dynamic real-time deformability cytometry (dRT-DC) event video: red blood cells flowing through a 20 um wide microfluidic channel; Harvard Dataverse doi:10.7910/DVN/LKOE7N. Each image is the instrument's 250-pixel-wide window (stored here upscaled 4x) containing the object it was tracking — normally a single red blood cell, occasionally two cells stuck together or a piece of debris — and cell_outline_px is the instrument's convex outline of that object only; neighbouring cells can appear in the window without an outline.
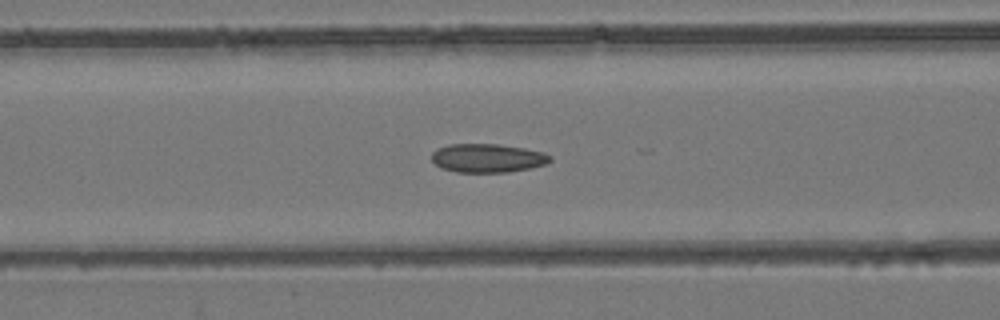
{"species": "common noctule bat (a hibernating species)", "species_latin": "Nyctalus noctula", "temperature_condition": "room temperature", "stored_images_in_passage": 54, "camera_frame_rate_fps": 3000, "um_per_image_px": 0.085, "animal": {"sex": "female", "body_mass_g": 24.6, "forearm_length_mm": 56.2}, "frame": {"image": 1, "passage_image": 23, "time_ms": 7.333, "image_size_px": [1000, 320], "cell_outline_px": [[552, 160], [548, 164], [532, 168], [508, 172], [456, 172], [440, 168], [432, 160], [432, 152], [436, 148], [448, 144], [496, 144], [524, 148], [544, 152], [552, 156]], "centroid_in_image_um": [41.46, 13.44], "position_along_channel_um": 125.1, "area_um2": 20.06}}
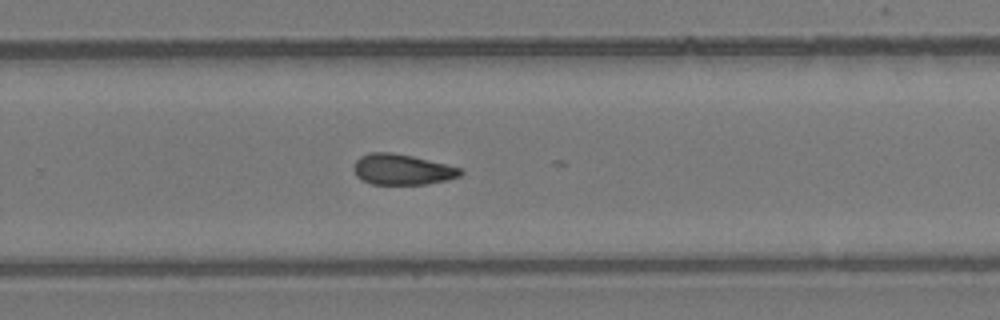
{"frame": {"image": 2, "passage_image": 36, "time_ms": 11.667, "image_size_px": [1000, 320], "cell_outline_px": [[464, 172], [460, 176], [448, 180], [428, 184], [372, 184], [356, 176], [352, 168], [356, 160], [360, 156], [372, 152], [392, 152], [412, 156], [460, 168]], "centroid_in_image_um": [34.17, 14.41], "position_along_channel_um": 295.6, "area_um2": 19.02}}
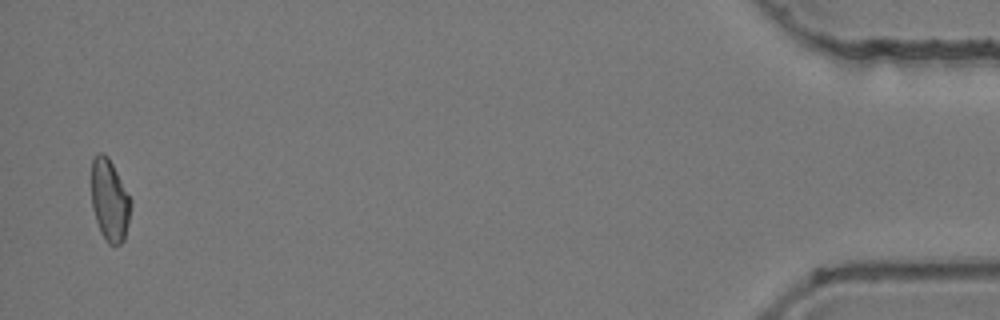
{"frame": {"image": 3, "passage_image": 53, "time_ms": 17.333, "image_size_px": [1000, 320], "cell_outline_px": [[132, 208], [124, 240], [120, 244], [108, 244], [100, 232], [92, 208], [92, 160], [96, 152], [100, 152], [108, 156], [132, 200]], "centroid_in_image_um": [9.33, 17.02], "position_along_channel_um": 425.9, "area_um2": 18.9}, "authors_computed_cell_mechanics": {"area_um2": 19.7676, "velocity_mm_per_s": 3.9374, "shape_relaxation_time_tau1_ms": null, "shape_relaxation_time_tau2_ms": 4.1335, "deformation_change_tau1": null, "deformation_change_tau2": 0.0804}}